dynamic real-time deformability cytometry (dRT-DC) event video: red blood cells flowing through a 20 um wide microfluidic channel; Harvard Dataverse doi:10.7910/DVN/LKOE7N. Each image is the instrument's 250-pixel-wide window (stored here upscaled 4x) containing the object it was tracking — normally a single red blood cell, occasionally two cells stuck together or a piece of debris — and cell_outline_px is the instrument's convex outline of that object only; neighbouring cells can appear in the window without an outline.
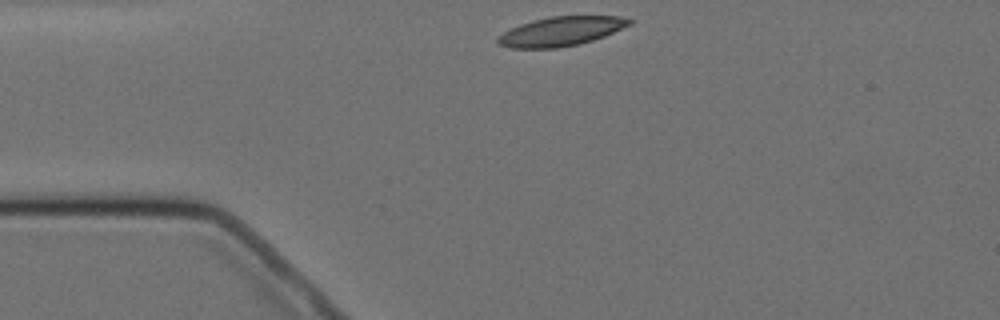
{"species": "Egyptian fruit bat (a non-hibernating species)", "species_latin": "Rousettus aegyptiacus", "temperature_condition": "cold", "stored_images_in_passage": 2, "camera_frame_rate_fps": 3000, "um_per_image_px": 0.085, "animal": {"sex": "female"}, "frame": {"image": 1, "passage_image": 1, "time_ms": 0.0, "image_size_px": [1000, 320], "cell_outline_px": [[632, 24], [604, 36], [580, 44], [556, 48], [508, 48], [500, 44], [496, 40], [504, 32], [520, 24], [532, 20], [552, 16], [616, 16], [632, 20]], "centroid_in_image_um": [47.68, 2.66], "position_along_channel_um": 37.3, "area_um2": 22.2}}